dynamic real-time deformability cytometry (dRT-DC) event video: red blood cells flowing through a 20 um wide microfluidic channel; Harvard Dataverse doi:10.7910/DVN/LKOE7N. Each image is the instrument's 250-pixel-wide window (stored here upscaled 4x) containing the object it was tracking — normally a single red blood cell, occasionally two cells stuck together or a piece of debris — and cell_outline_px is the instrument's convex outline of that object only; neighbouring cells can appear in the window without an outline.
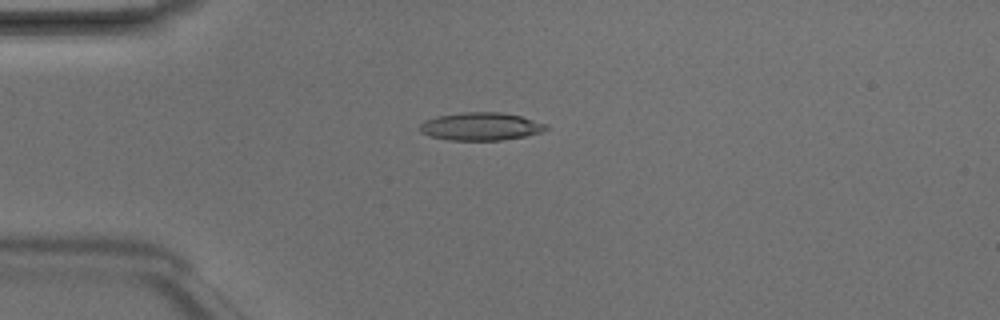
{"species": "Egyptian fruit bat (a non-hibernating species)", "species_latin": "Rousettus aegyptiacus", "temperature_condition": "room temperature", "stored_images_in_passage": 2, "camera_frame_rate_fps": 3000, "um_per_image_px": 0.085, "animal": {"sex": "male"}, "frame": {"image": 1, "passage_image": 2, "time_ms": 0.333, "image_size_px": [1000, 320], "cell_outline_px": [[548, 128], [540, 132], [524, 136], [500, 140], [448, 140], [428, 136], [420, 132], [420, 124], [424, 120], [436, 116], [464, 112], [500, 112], [520, 116], [548, 124]], "centroid_in_image_um": [40.83, 10.74], "position_along_channel_um": 44.2, "area_um2": 20.52}}